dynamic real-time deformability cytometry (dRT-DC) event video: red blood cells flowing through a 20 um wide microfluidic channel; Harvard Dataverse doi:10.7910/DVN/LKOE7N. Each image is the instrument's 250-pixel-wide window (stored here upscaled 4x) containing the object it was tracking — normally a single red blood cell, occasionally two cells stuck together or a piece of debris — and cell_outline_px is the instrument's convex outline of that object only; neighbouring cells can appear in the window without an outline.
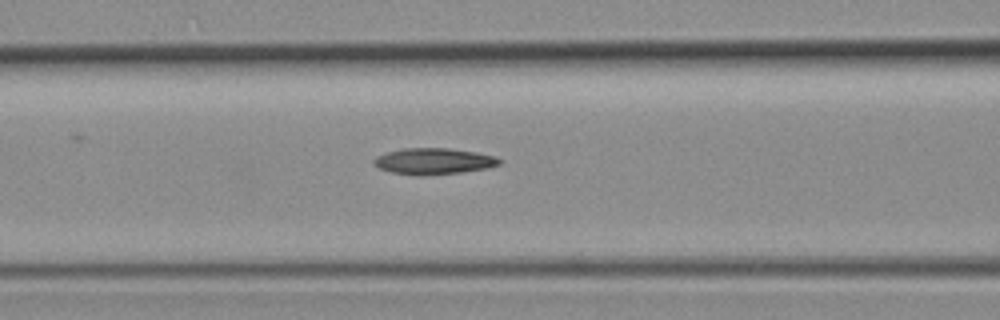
{"species": "common noctule bat (a hibernating species)", "species_latin": "Nyctalus noctula", "temperature_condition": "room temperature", "stored_images_in_passage": 5, "camera_frame_rate_fps": 3000, "um_per_image_px": 0.085, "animal": {"sex": "female", "body_mass_g": 19.3, "forearm_length_mm": 54.1}, "frame": {"image": 1, "passage_image": 5, "time_ms": 5.667, "image_size_px": [1000, 320], "cell_outline_px": [[500, 164], [488, 168], [460, 172], [424, 176], [416, 176], [392, 172], [380, 168], [372, 160], [376, 156], [388, 152], [404, 148], [448, 148], [476, 152], [496, 156], [500, 160]], "centroid_in_image_um": [36.87, 13.7], "position_along_channel_um": 129.7, "area_um2": 19.13}}